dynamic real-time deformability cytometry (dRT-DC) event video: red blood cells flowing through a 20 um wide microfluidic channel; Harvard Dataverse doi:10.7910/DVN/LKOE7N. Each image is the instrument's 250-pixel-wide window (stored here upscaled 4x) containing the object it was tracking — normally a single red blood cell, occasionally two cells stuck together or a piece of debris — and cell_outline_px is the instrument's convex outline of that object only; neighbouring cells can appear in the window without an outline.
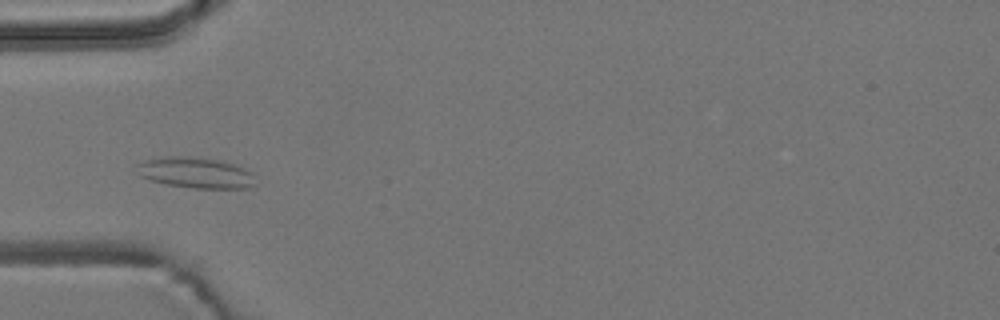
{"species": "common noctule bat (a hibernating species)", "species_latin": "Nyctalus noctula", "temperature_condition": "room temperature", "stored_images_in_passage": 14, "camera_frame_rate_fps": 3000, "um_per_image_px": 0.085, "animal": {"sex": "male", "body_mass_g": 19.2, "forearm_length_mm": 51.8}, "frame": {"image": 1, "passage_image": 5, "time_ms": 1.333, "image_size_px": [1000, 320], "cell_outline_px": [[256, 184], [248, 188], [192, 188], [164, 184], [140, 176], [136, 164], [144, 160], [164, 156], [184, 156], [224, 160], [244, 168], [252, 172]], "centroid_in_image_um": [16.64, 14.67], "position_along_channel_um": 68.4, "area_um2": 21.5}}
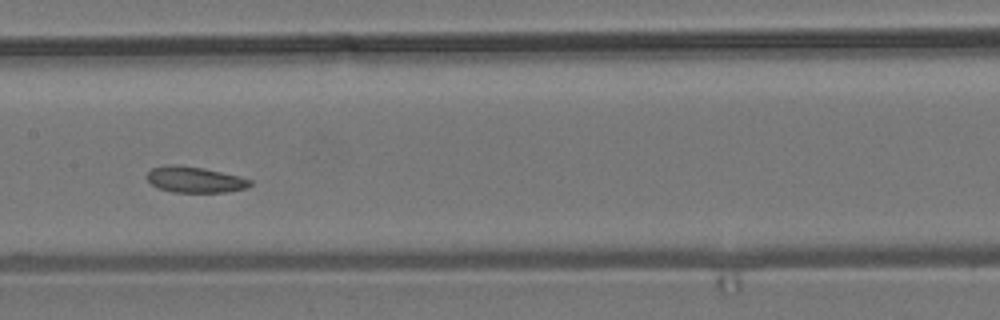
{"frame": {"image": 2, "passage_image": 8, "time_ms": 2.333, "image_size_px": [1000, 320], "cell_outline_px": [[252, 184], [248, 188], [228, 192], [172, 192], [156, 188], [148, 180], [148, 172], [152, 168], [168, 164], [172, 164], [204, 168], [240, 176], [252, 180]], "centroid_in_image_um": [16.59, 15.27], "position_along_channel_um": 190.8, "area_um2": 15.72}}
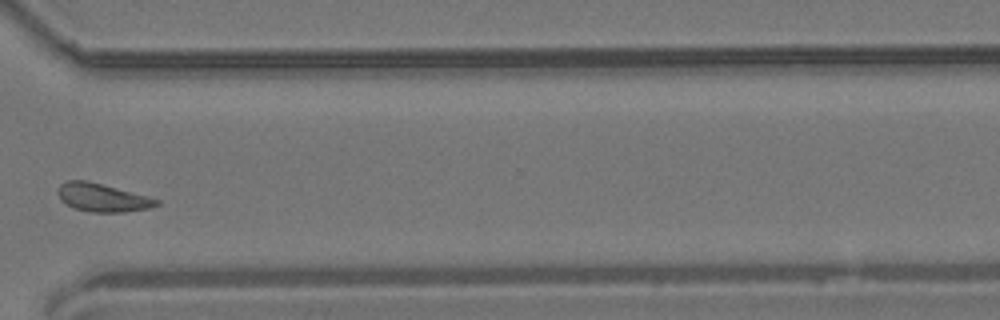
{"frame": {"image": 3, "passage_image": 12, "time_ms": 3.667, "image_size_px": [1000, 320], "cell_outline_px": [[160, 204], [152, 208], [124, 212], [88, 212], [72, 208], [60, 200], [60, 184], [68, 180], [84, 180], [116, 188], [160, 200]], "centroid_in_image_um": [8.71, 16.82], "position_along_channel_um": 361.9, "area_um2": 15.95}}